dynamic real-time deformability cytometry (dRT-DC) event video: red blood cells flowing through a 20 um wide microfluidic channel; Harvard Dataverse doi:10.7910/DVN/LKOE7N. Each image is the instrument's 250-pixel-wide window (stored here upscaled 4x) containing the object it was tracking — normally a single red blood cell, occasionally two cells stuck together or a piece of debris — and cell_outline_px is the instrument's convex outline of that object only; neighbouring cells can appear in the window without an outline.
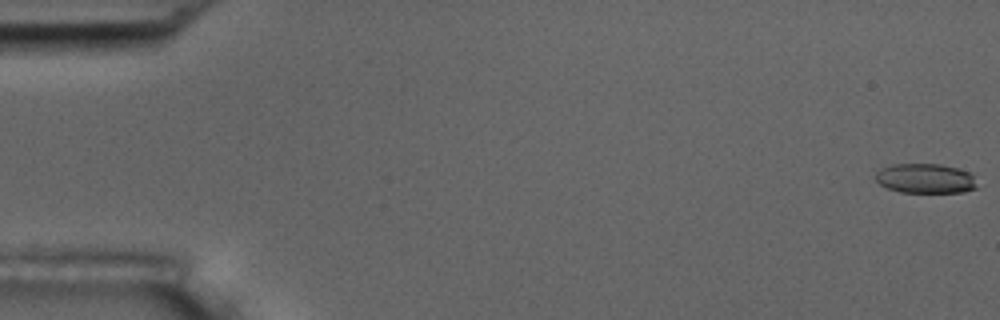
{"species": "common noctule bat (a hibernating species)", "species_latin": "Nyctalus noctula", "temperature_condition": "room temperature", "stored_images_in_passage": 8, "camera_frame_rate_fps": 3000, "um_per_image_px": 0.085, "animal": {"sex": "male", "body_mass_g": 17.5, "forearm_length_mm": 52.3}, "frame": {"image": 1, "passage_image": 1, "time_ms": 0.0, "image_size_px": [1000, 320], "cell_outline_px": [[976, 188], [964, 192], [900, 192], [888, 188], [880, 184], [876, 180], [876, 172], [880, 168], [892, 164], [940, 164], [956, 168], [968, 172], [972, 176]], "centroid_in_image_um": [78.61, 15.16], "position_along_channel_um": 6.4, "area_um2": 17.34}}
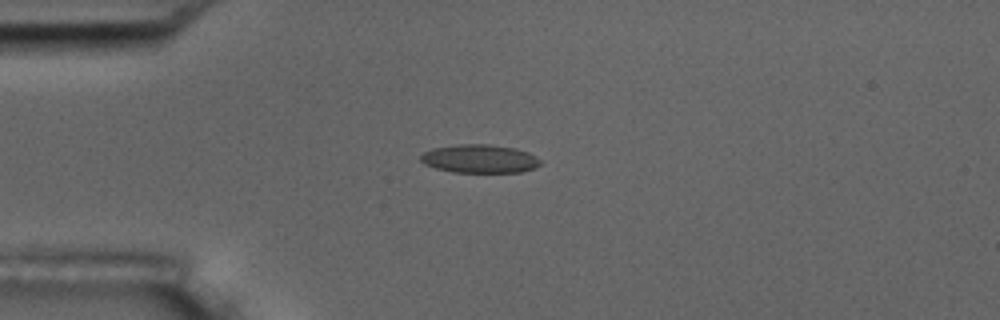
{"frame": {"image": 2, "passage_image": 5, "time_ms": 4.667, "image_size_px": [1000, 320], "cell_outline_px": [[540, 164], [536, 168], [520, 172], [452, 172], [436, 168], [424, 164], [420, 160], [420, 156], [424, 152], [432, 148], [456, 144], [488, 144], [516, 148], [528, 152], [536, 156], [540, 160]], "centroid_in_image_um": [40.77, 13.49], "position_along_channel_um": 44.2, "area_um2": 19.94}}